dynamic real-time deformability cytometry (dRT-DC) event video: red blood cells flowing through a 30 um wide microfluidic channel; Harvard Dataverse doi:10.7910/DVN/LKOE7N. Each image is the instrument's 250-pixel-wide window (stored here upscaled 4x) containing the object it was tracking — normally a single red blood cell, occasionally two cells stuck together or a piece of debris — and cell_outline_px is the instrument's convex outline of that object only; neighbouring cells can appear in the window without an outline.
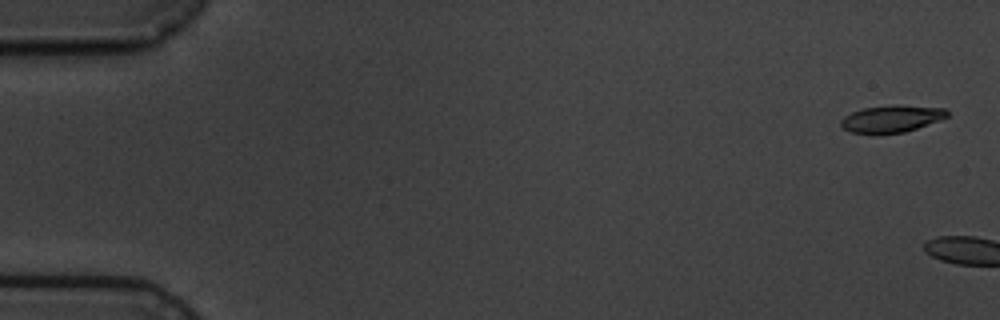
{"species": "common noctule bat (a hibernating species)", "species_latin": "Nyctalus noctula", "temperature_condition": "cold", "stored_images_in_passage": 2, "camera_frame_rate_fps": 3000, "um_per_image_px": 0.085, "animal": {"sex": "male", "body_mass_g": 19.5, "forearm_length_mm": 54.6}, "frame": {"image": 1, "passage_image": 1, "time_ms": 0.0, "image_size_px": [1000, 320], "cell_outline_px": [[948, 116], [940, 120], [904, 132], [876, 136], [852, 132], [844, 128], [840, 124], [840, 120], [844, 116], [852, 112], [864, 108], [896, 104], [944, 108], [948, 112]], "centroid_in_image_um": [75.75, 10.11], "position_along_channel_um": 9.3, "area_um2": 17.11}}